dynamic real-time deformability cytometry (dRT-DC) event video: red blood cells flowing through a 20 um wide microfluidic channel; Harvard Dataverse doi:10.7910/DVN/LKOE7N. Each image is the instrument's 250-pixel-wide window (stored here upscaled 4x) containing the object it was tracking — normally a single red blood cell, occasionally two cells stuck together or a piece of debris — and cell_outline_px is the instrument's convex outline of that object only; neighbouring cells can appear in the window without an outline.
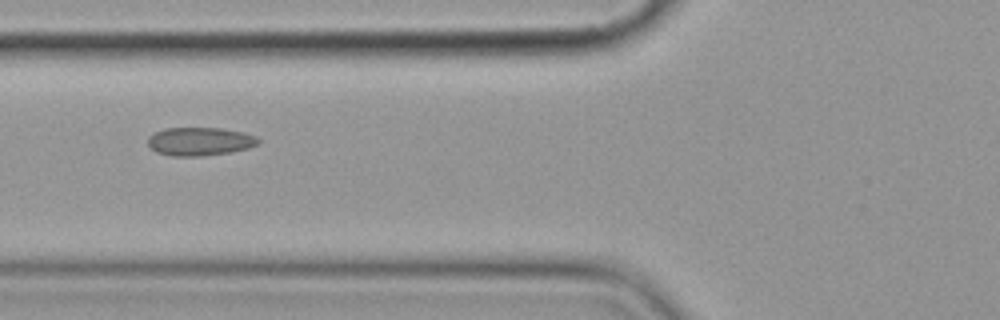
{"species": "common noctule bat (a hibernating species)", "species_latin": "Nyctalus noctula", "temperature_condition": "cold", "stored_images_in_passage": 5, "camera_frame_rate_fps": 3000, "um_per_image_px": 0.085, "animal": {"sex": "female", "body_mass_g": 19.9}, "frame": {"image": 1, "passage_image": 2, "time_ms": 1.0, "image_size_px": [1000, 320], "cell_outline_px": [[260, 144], [248, 148], [232, 152], [200, 156], [172, 156], [156, 152], [148, 144], [148, 136], [164, 128], [220, 128], [244, 132], [256, 136], [260, 140]], "centroid_in_image_um": [17.01, 12.02], "position_along_channel_um": 108.8, "area_um2": 18.32}}
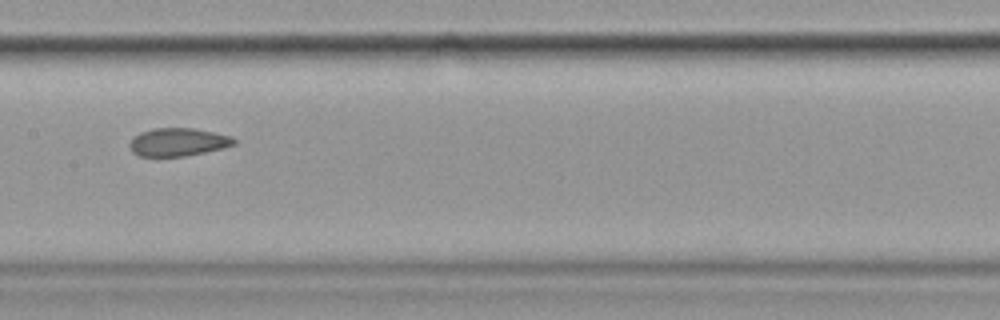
{"frame": {"image": 2, "passage_image": 4, "time_ms": 3.333, "image_size_px": [1000, 320], "cell_outline_px": [[236, 144], [204, 152], [184, 156], [140, 156], [132, 152], [128, 144], [140, 132], [152, 128], [196, 128], [232, 136], [236, 140]], "centroid_in_image_um": [15.13, 12.06], "position_along_channel_um": 192.3, "area_um2": 16.99}}
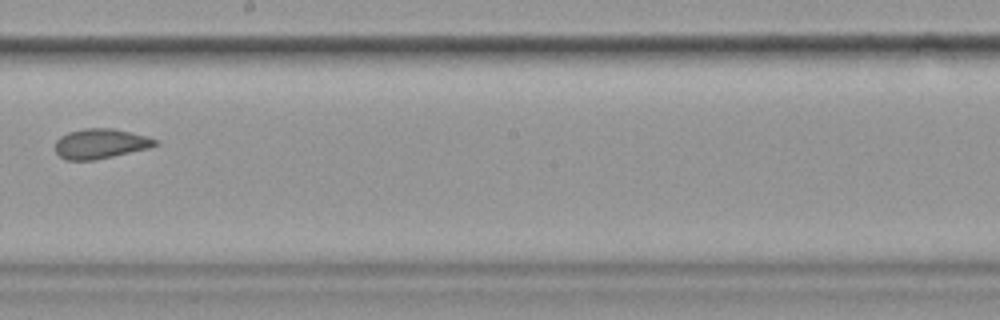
{"frame": {"image": 3, "passage_image": 5, "time_ms": 4.667, "image_size_px": [1000, 320], "cell_outline_px": [[160, 144], [148, 148], [96, 160], [68, 160], [60, 156], [56, 152], [56, 140], [60, 136], [68, 132], [84, 128], [112, 128], [148, 136], [160, 140]], "centroid_in_image_um": [8.57, 12.2], "position_along_channel_um": 239.6, "area_um2": 17.51}}